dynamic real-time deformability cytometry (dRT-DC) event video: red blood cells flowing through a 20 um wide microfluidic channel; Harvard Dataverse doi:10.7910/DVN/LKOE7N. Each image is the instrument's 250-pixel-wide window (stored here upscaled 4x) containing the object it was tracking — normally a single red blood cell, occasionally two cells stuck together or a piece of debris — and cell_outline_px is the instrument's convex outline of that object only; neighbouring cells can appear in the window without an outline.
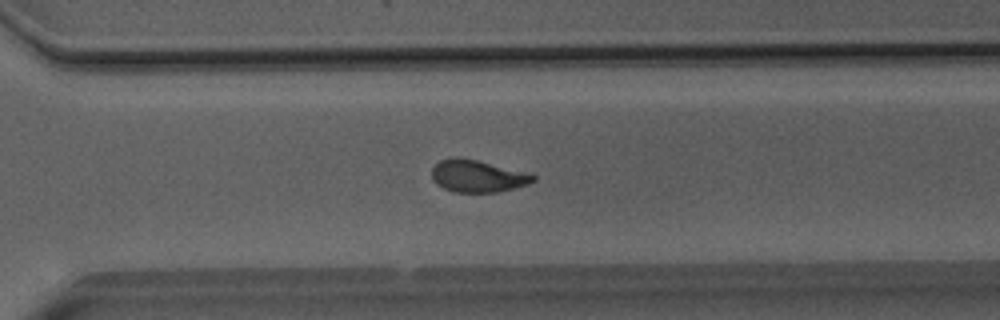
{"species": "Egyptian fruit bat (a non-hibernating species)", "species_latin": "Rousettus aegyptiacus", "temperature_condition": "room temperature", "stored_images_in_passage": 51, "camera_frame_rate_fps": 3000, "um_per_image_px": 0.085, "animal": {"sex": "male"}, "frame": {"image": 1, "passage_image": 36, "time_ms": 11.667, "image_size_px": [1000, 320], "cell_outline_px": [[536, 180], [528, 184], [496, 192], [452, 192], [436, 184], [432, 180], [432, 168], [440, 160], [456, 156], [476, 160], [536, 176]], "centroid_in_image_um": [40.51, 14.97], "position_along_channel_um": 330.1, "area_um2": 18.61}}
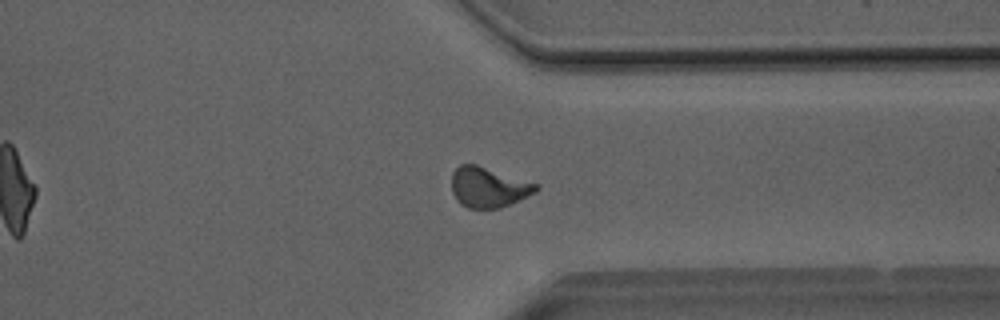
{"frame": {"image": 2, "passage_image": 39, "time_ms": 12.667, "image_size_px": [1000, 320], "cell_outline_px": [[540, 188], [536, 192], [528, 196], [500, 208], [468, 208], [460, 204], [456, 200], [452, 192], [452, 172], [460, 164], [476, 164], [540, 184]], "centroid_in_image_um": [41.53, 15.91], "position_along_channel_um": 369.9, "area_um2": 19.94}}
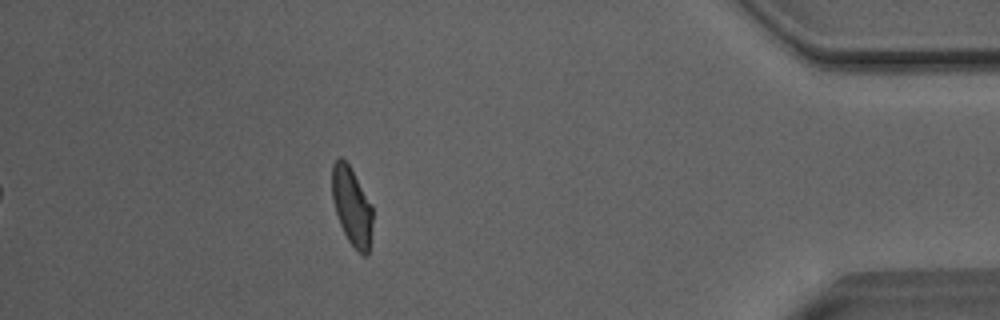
{"frame": {"image": 3, "passage_image": 45, "time_ms": 14.667, "image_size_px": [1000, 320], "cell_outline_px": [[372, 224], [368, 256], [364, 256], [356, 252], [348, 240], [340, 224], [332, 200], [332, 164], [340, 156], [348, 164], [372, 204]], "centroid_in_image_um": [29.91, 17.57], "position_along_channel_um": 405.3, "area_um2": 18.5}, "authors_computed_cell_mechanics": {"area_um2": 19.8254, "velocity_mm_per_s": 4.0486, "shape_relaxation_time_tau1_ms": 5.6146, "shape_relaxation_time_tau2_ms": 1.4094, "deformation_change_tau1": 0.157, "deformation_change_tau2": 0.0689}}